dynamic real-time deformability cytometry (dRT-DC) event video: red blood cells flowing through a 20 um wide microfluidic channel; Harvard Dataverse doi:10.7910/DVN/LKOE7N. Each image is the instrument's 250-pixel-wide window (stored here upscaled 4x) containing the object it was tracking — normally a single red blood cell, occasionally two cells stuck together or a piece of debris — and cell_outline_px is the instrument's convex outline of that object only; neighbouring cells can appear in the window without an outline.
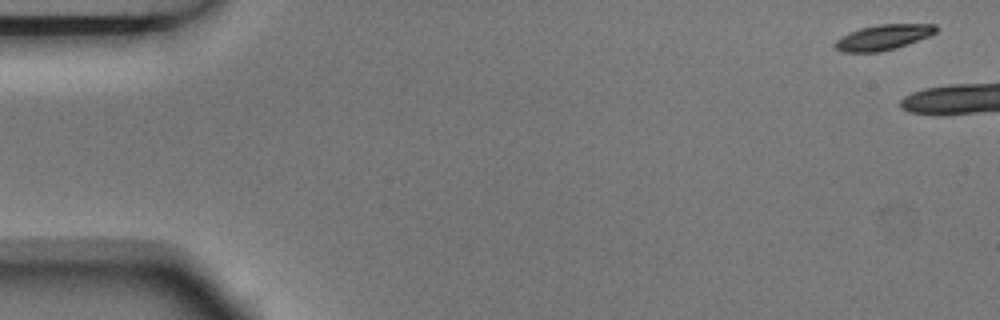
{"species": "Egyptian fruit bat (a non-hibernating species)", "species_latin": "Rousettus aegyptiacus", "temperature_condition": "room temperature", "stored_images_in_passage": 3, "camera_frame_rate_fps": 3000, "um_per_image_px": 0.085, "animal": {"sex": "male"}, "frame": {"image": 1, "passage_image": 1, "time_ms": 0.0, "image_size_px": [1000, 320], "cell_outline_px": [[936, 32], [928, 36], [896, 48], [880, 52], [840, 52], [832, 44], [836, 40], [860, 28], [880, 24], [936, 24]], "centroid_in_image_um": [75.05, 3.18], "position_along_channel_um": 9.9, "area_um2": 14.68}}